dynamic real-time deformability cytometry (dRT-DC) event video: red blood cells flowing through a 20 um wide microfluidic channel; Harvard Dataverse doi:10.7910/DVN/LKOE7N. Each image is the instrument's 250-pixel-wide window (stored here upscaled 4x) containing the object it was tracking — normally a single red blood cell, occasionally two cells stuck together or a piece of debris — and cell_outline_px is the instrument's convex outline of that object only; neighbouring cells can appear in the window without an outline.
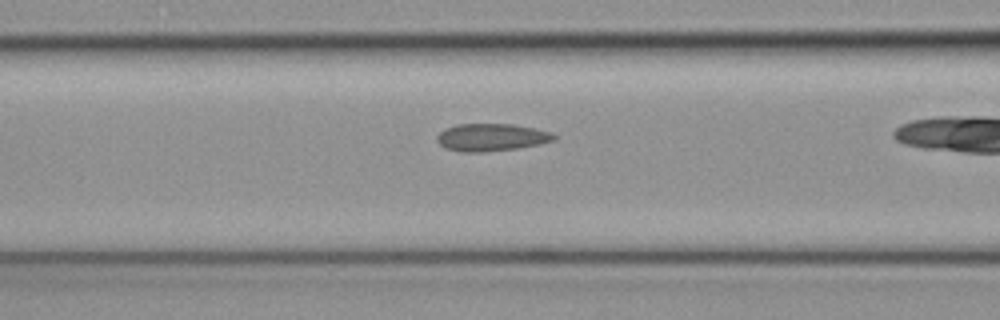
{"species": "common noctule bat (a hibernating species)", "species_latin": "Nyctalus noctula", "temperature_condition": "cold", "stored_images_in_passage": 35, "camera_frame_rate_fps": 3000, "um_per_image_px": 0.085, "animal": {"sex": "female", "body_mass_g": 19.3, "forearm_length_mm": 54.1}, "frame": {"image": 1, "passage_image": 16, "time_ms": 5.0, "image_size_px": [1000, 320], "cell_outline_px": [[556, 140], [540, 144], [520, 148], [484, 152], [460, 152], [444, 148], [436, 140], [436, 136], [444, 128], [456, 124], [512, 124], [536, 128], [552, 132], [556, 136]], "centroid_in_image_um": [41.77, 11.67], "position_along_channel_um": 124.8, "area_um2": 19.07}}
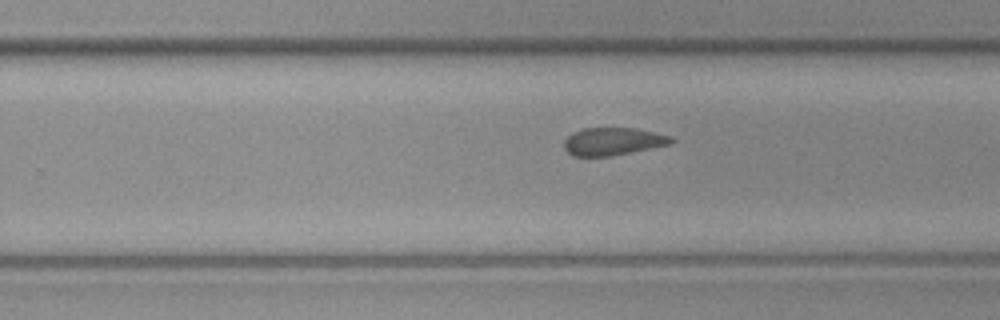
{"frame": {"image": 2, "passage_image": 27, "time_ms": 8.667, "image_size_px": [1000, 320], "cell_outline_px": [[676, 140], [672, 144], [608, 156], [572, 156], [564, 148], [564, 140], [572, 132], [584, 128], [636, 128], [672, 136]], "centroid_in_image_um": [52.11, 12.01], "position_along_channel_um": 277.7, "area_um2": 17.28}}
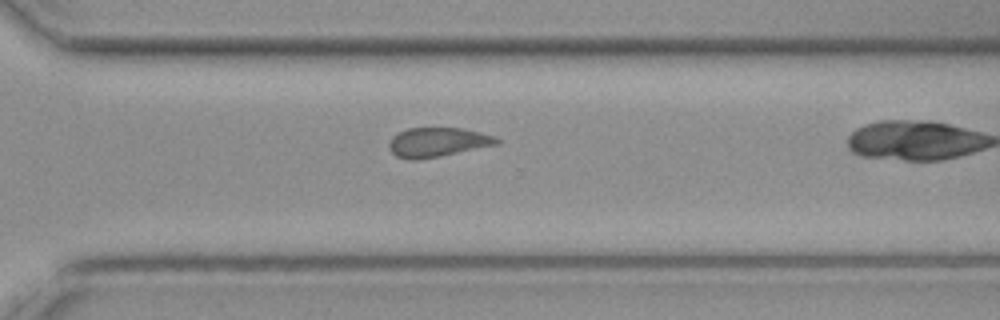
{"frame": {"image": 3, "passage_image": 31, "time_ms": 10.0, "image_size_px": [1000, 320], "cell_outline_px": [[500, 144], [440, 156], [416, 160], [408, 160], [396, 156], [388, 148], [388, 144], [392, 136], [408, 128], [464, 128], [496, 136], [500, 140]], "centroid_in_image_um": [37.21, 12.09], "position_along_channel_um": 333.4, "area_um2": 18.55}}